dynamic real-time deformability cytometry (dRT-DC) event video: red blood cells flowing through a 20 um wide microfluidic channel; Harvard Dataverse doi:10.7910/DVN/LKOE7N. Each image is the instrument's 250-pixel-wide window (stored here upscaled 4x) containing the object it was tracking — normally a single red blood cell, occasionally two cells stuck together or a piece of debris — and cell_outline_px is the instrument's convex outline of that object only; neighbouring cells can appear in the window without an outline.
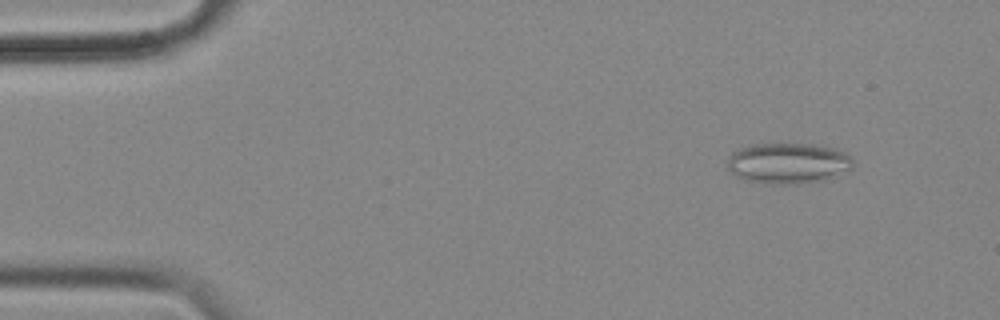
{"species": "common noctule bat (a hibernating species)", "species_latin": "Nyctalus noctula", "temperature_condition": "cold", "stored_images_in_passage": 56, "camera_frame_rate_fps": 3000, "um_per_image_px": 0.085, "animal": {"sex": "female", "body_mass_g": 18.4}, "frame": {"image": 1, "passage_image": 6, "time_ms": 1.667, "image_size_px": [1000, 320], "cell_outline_px": [[852, 168], [824, 180], [792, 184], [764, 184], [748, 180], [736, 176], [728, 168], [728, 160], [732, 152], [740, 148], [752, 144], [812, 144], [832, 148], [844, 152], [852, 160]], "centroid_in_image_um": [66.96, 13.87], "position_along_channel_um": 18.0, "area_um2": 29.54}}
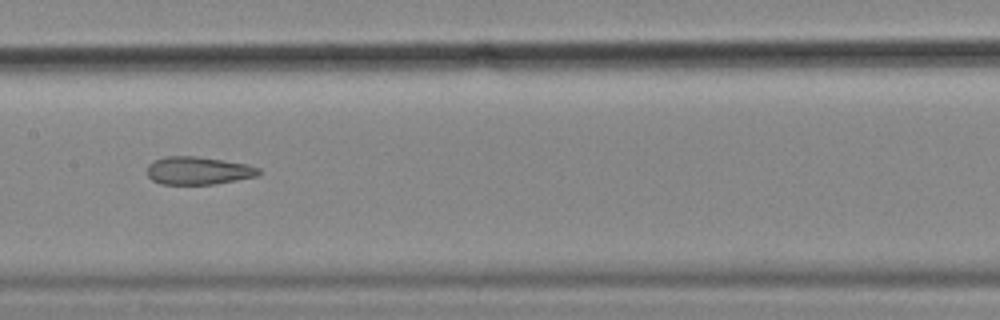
{"frame": {"image": 2, "passage_image": 28, "time_ms": 9.0, "image_size_px": [1000, 320], "cell_outline_px": [[264, 172], [260, 176], [216, 184], [160, 184], [152, 180], [148, 176], [148, 164], [152, 160], [164, 156], [196, 156], [224, 160], [248, 164], [260, 168]], "centroid_in_image_um": [16.9, 14.5], "position_along_channel_um": 190.5, "area_um2": 18.55}}
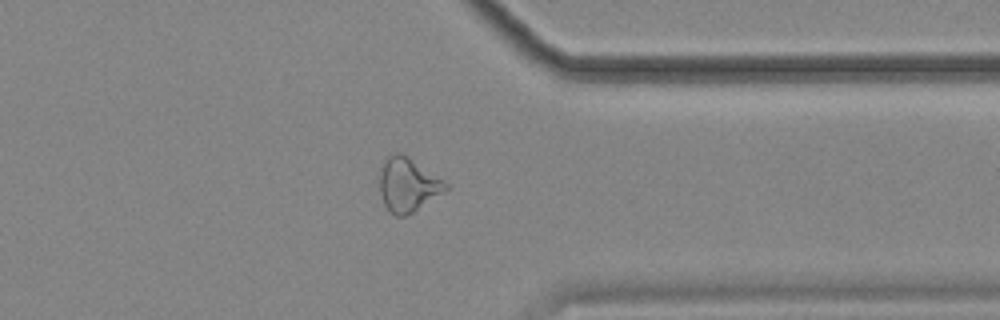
{"frame": {"image": 3, "passage_image": 44, "time_ms": 14.333, "image_size_px": [1000, 320], "cell_outline_px": [[448, 188], [444, 192], [412, 212], [404, 216], [396, 216], [388, 212], [384, 204], [380, 192], [380, 172], [384, 160], [388, 156], [396, 152], [400, 152], [408, 156], [444, 180], [448, 184]], "centroid_in_image_um": [34.65, 15.7], "position_along_channel_um": 376.7, "area_um2": 20.63}, "authors_computed_cell_mechanics": {"area_um2": 22.1085, "velocity_mm_per_s": 3.5909, "shape_relaxation_time_tau1_ms": null, "shape_relaxation_time_tau2_ms": 3.7601, "deformation_change_tau1": null, "deformation_change_tau2": 0.1261}}